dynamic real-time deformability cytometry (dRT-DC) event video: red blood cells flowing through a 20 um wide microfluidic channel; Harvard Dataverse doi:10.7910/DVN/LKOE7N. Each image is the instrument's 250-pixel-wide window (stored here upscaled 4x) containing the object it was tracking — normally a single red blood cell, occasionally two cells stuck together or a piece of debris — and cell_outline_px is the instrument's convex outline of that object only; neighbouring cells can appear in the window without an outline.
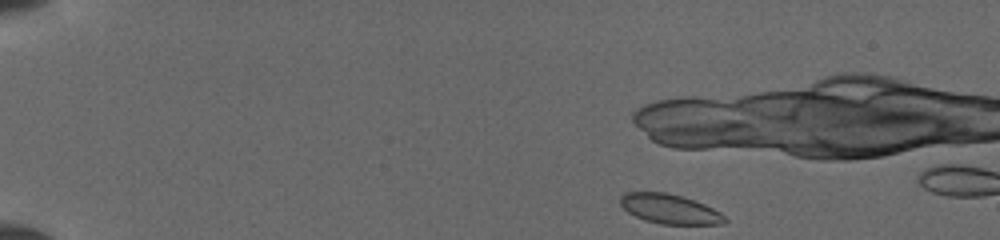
{"species": "common noctule bat (a hibernating species)", "species_latin": "Nyctalus noctula", "temperature_condition": "cold", "stored_images_in_passage": 9, "camera_frame_rate_fps": 3000, "um_per_image_px": 0.085, "animal": {"sex": "female", "body_mass_g": 19.5, "forearm_length_mm": 54.1}, "frame": {"image": 1, "passage_image": 1, "time_ms": 0.0, "image_size_px": [1000, 240], "cell_outline_px": [[728, 220], [724, 224], [660, 224], [644, 220], [628, 212], [620, 204], [620, 196], [624, 192], [664, 192], [680, 196], [704, 204], [720, 212]], "centroid_in_image_um": [56.91, 17.77], "position_along_channel_um": 28.1, "area_um2": 17.92}}